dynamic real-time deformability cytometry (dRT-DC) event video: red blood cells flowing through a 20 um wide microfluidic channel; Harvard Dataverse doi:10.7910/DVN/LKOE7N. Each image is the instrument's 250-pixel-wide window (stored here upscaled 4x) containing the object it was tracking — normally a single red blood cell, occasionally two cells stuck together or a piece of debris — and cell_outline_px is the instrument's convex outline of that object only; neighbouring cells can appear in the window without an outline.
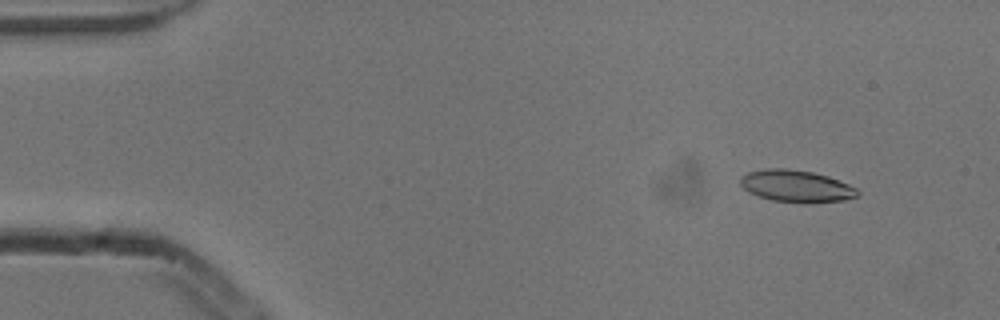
{"species": "common noctule bat (a hibernating species)", "species_latin": "Nyctalus noctula", "temperature_condition": "cold", "stored_images_in_passage": 5, "camera_frame_rate_fps": 3000, "um_per_image_px": 0.085, "animal": {"sex": "male", "body_mass_g": 13.3}, "frame": {"image": 1, "passage_image": 2, "time_ms": 0.333, "image_size_px": [1000, 320], "cell_outline_px": [[860, 196], [844, 200], [804, 204], [772, 200], [748, 192], [740, 184], [740, 176], [748, 172], [764, 168], [788, 168], [812, 172], [828, 176], [848, 184], [856, 188], [860, 192]], "centroid_in_image_um": [67.69, 15.82], "position_along_channel_um": 17.3, "area_um2": 22.14}}
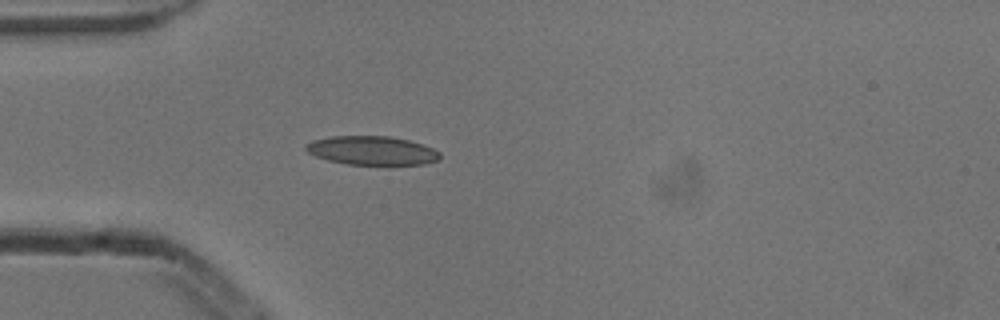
{"frame": {"image": 2, "passage_image": 5, "time_ms": 1.333, "image_size_px": [1000, 320], "cell_outline_px": [[440, 156], [436, 160], [424, 164], [348, 164], [328, 160], [316, 156], [308, 152], [304, 148], [304, 144], [312, 140], [332, 136], [388, 136], [408, 140], [432, 148], [440, 152]], "centroid_in_image_um": [31.56, 12.78], "position_along_channel_um": 53.4, "area_um2": 22.25}}